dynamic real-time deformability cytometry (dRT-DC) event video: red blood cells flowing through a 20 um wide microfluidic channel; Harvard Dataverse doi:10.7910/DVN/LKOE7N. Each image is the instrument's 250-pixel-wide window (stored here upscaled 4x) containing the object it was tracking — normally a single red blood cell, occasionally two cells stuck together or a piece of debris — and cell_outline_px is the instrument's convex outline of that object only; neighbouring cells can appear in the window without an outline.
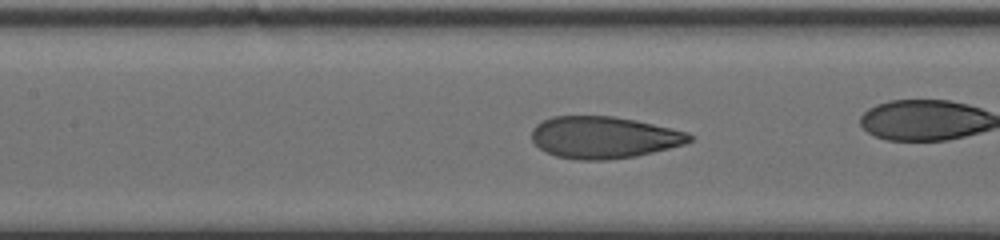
{"species": "human", "species_latin": "Homo sapiens", "temperature_condition": "cold", "stored_images_in_passage": 44, "camera_frame_rate_fps": 3000, "um_per_image_px": 0.085, "donor": {"sex": "male"}, "frame": {"image": 1, "passage_image": 26, "time_ms": 8.333, "image_size_px": [1000, 240], "cell_outline_px": [[696, 136], [692, 140], [684, 144], [636, 156], [608, 160], [576, 160], [556, 156], [540, 148], [532, 140], [532, 128], [536, 124], [552, 116], [612, 116], [636, 120], [672, 128], [688, 132]], "centroid_in_image_um": [51.34, 11.67], "position_along_channel_um": 156.1, "area_um2": 38.61}}